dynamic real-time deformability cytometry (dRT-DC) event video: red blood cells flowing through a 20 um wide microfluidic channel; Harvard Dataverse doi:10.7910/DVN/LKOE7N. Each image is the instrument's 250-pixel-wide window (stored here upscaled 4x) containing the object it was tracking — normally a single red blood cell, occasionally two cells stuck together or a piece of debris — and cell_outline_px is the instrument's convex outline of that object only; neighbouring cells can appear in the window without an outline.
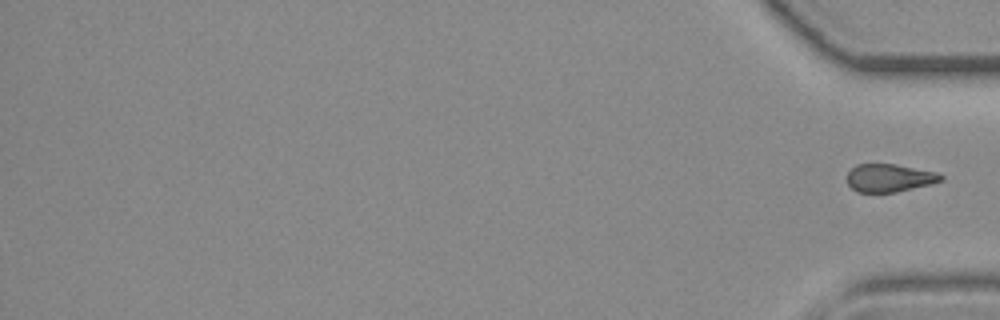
{"species": "common noctule bat (a hibernating species)", "species_latin": "Nyctalus noctula", "temperature_condition": "room temperature", "stored_images_in_passage": 40, "camera_frame_rate_fps": 3000, "um_per_image_px": 0.085, "animal": {"sex": "female", "body_mass_g": 19.3, "forearm_length_mm": 54.1}, "frame": {"image": 1, "passage_image": 40, "time_ms": 13.0, "image_size_px": [1000, 320], "cell_outline_px": [[944, 180], [932, 184], [896, 192], [856, 192], [848, 184], [848, 172], [856, 164], [896, 164], [936, 172], [944, 176]], "centroid_in_image_um": [75.62, 15.12], "position_along_channel_um": 359.6, "area_um2": 15.32}}